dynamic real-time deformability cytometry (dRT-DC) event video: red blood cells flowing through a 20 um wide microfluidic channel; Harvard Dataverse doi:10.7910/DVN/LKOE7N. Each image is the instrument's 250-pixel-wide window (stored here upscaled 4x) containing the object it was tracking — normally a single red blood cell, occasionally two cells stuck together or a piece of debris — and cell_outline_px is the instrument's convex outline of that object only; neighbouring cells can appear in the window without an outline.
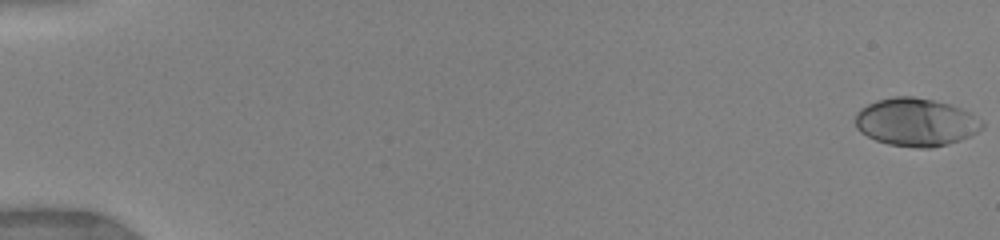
{"species": "human", "species_latin": "Homo sapiens", "temperature_condition": "warm", "stored_images_in_passage": 20, "camera_frame_rate_fps": 3000, "um_per_image_px": 0.085, "donor": {"sex": "female"}, "frame": {"image": 1, "passage_image": 1, "time_ms": 0.0, "image_size_px": [1000, 240], "cell_outline_px": [[984, 128], [960, 140], [948, 144], [932, 148], [920, 148], [888, 144], [876, 140], [860, 132], [856, 128], [856, 112], [860, 108], [876, 100], [896, 96], [912, 96], [952, 104], [968, 112], [980, 120], [984, 124]], "centroid_in_image_um": [77.83, 10.38], "position_along_channel_um": 7.2, "area_um2": 35.37}}
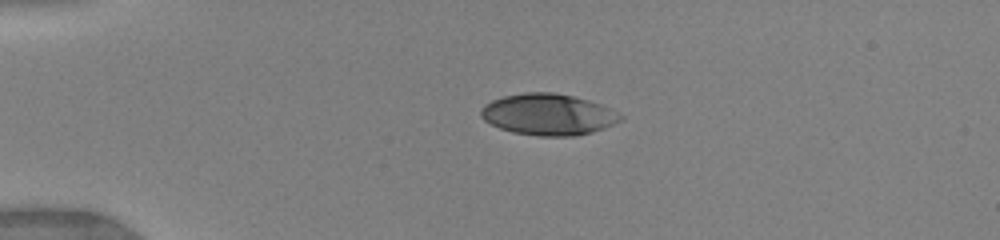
{"frame": {"image": 2, "passage_image": 13, "time_ms": 4.0, "image_size_px": [1000, 240], "cell_outline_px": [[624, 120], [604, 128], [592, 132], [576, 136], [536, 136], [512, 132], [500, 128], [484, 120], [480, 116], [480, 112], [484, 104], [492, 100], [504, 96], [524, 92], [556, 92], [588, 100], [600, 104], [624, 116]], "centroid_in_image_um": [46.6, 9.73], "position_along_channel_um": 38.4, "area_um2": 33.76}}